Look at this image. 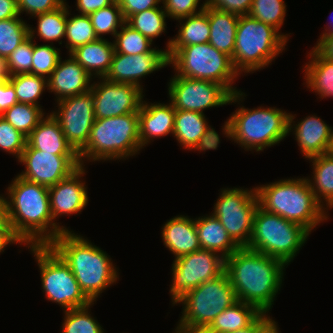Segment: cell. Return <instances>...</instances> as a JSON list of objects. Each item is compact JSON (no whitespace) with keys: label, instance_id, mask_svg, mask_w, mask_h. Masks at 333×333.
Returning a JSON list of instances; mask_svg holds the SVG:
<instances>
[{"label":"cell","instance_id":"cell-1","mask_svg":"<svg viewBox=\"0 0 333 333\" xmlns=\"http://www.w3.org/2000/svg\"><path fill=\"white\" fill-rule=\"evenodd\" d=\"M8 185L5 217L26 246L50 245L62 232L71 231L53 221L48 187L18 175Z\"/></svg>","mask_w":333,"mask_h":333},{"label":"cell","instance_id":"cell-2","mask_svg":"<svg viewBox=\"0 0 333 333\" xmlns=\"http://www.w3.org/2000/svg\"><path fill=\"white\" fill-rule=\"evenodd\" d=\"M287 265L266 254L241 247L225 258V272L237 300L268 314L282 287Z\"/></svg>","mask_w":333,"mask_h":333},{"label":"cell","instance_id":"cell-3","mask_svg":"<svg viewBox=\"0 0 333 333\" xmlns=\"http://www.w3.org/2000/svg\"><path fill=\"white\" fill-rule=\"evenodd\" d=\"M49 246L70 266L91 302L119 281V270L108 253L73 230L62 232Z\"/></svg>","mask_w":333,"mask_h":333},{"label":"cell","instance_id":"cell-4","mask_svg":"<svg viewBox=\"0 0 333 333\" xmlns=\"http://www.w3.org/2000/svg\"><path fill=\"white\" fill-rule=\"evenodd\" d=\"M246 96L241 90L232 94L229 104L237 103L240 106L223 123L222 134L246 149L245 151L262 152L279 144L289 135V112L262 105L253 109L246 108L241 104Z\"/></svg>","mask_w":333,"mask_h":333},{"label":"cell","instance_id":"cell-5","mask_svg":"<svg viewBox=\"0 0 333 333\" xmlns=\"http://www.w3.org/2000/svg\"><path fill=\"white\" fill-rule=\"evenodd\" d=\"M255 189L262 209L297 223L310 233L329 219V214L317 202L307 177L281 179Z\"/></svg>","mask_w":333,"mask_h":333},{"label":"cell","instance_id":"cell-6","mask_svg":"<svg viewBox=\"0 0 333 333\" xmlns=\"http://www.w3.org/2000/svg\"><path fill=\"white\" fill-rule=\"evenodd\" d=\"M138 112L95 119L86 146L78 153L82 166L86 162L120 161L140 153ZM86 161V162H85Z\"/></svg>","mask_w":333,"mask_h":333},{"label":"cell","instance_id":"cell-7","mask_svg":"<svg viewBox=\"0 0 333 333\" xmlns=\"http://www.w3.org/2000/svg\"><path fill=\"white\" fill-rule=\"evenodd\" d=\"M289 37L249 15L239 16L231 58L235 70L246 75L268 67L285 51Z\"/></svg>","mask_w":333,"mask_h":333},{"label":"cell","instance_id":"cell-8","mask_svg":"<svg viewBox=\"0 0 333 333\" xmlns=\"http://www.w3.org/2000/svg\"><path fill=\"white\" fill-rule=\"evenodd\" d=\"M310 234L303 226L265 211L258 205L247 248L277 258L288 266Z\"/></svg>","mask_w":333,"mask_h":333},{"label":"cell","instance_id":"cell-9","mask_svg":"<svg viewBox=\"0 0 333 333\" xmlns=\"http://www.w3.org/2000/svg\"><path fill=\"white\" fill-rule=\"evenodd\" d=\"M171 65L178 76L216 82L224 85L232 94L240 91L233 86L240 76L231 57L210 43L180 48L169 58V66Z\"/></svg>","mask_w":333,"mask_h":333},{"label":"cell","instance_id":"cell-10","mask_svg":"<svg viewBox=\"0 0 333 333\" xmlns=\"http://www.w3.org/2000/svg\"><path fill=\"white\" fill-rule=\"evenodd\" d=\"M39 266L45 298L64 310L85 307L92 302L82 292L70 266L49 246H25Z\"/></svg>","mask_w":333,"mask_h":333},{"label":"cell","instance_id":"cell-11","mask_svg":"<svg viewBox=\"0 0 333 333\" xmlns=\"http://www.w3.org/2000/svg\"><path fill=\"white\" fill-rule=\"evenodd\" d=\"M237 301L235 291L224 271L185 293L174 305L181 304L179 323L192 327H208L227 307Z\"/></svg>","mask_w":333,"mask_h":333},{"label":"cell","instance_id":"cell-12","mask_svg":"<svg viewBox=\"0 0 333 333\" xmlns=\"http://www.w3.org/2000/svg\"><path fill=\"white\" fill-rule=\"evenodd\" d=\"M212 215L223 225L231 239L247 247L253 230V219L259 205L255 187L222 188Z\"/></svg>","mask_w":333,"mask_h":333},{"label":"cell","instance_id":"cell-13","mask_svg":"<svg viewBox=\"0 0 333 333\" xmlns=\"http://www.w3.org/2000/svg\"><path fill=\"white\" fill-rule=\"evenodd\" d=\"M224 270L225 258L211 250L200 249L174 259L169 289L172 304L188 291L218 277Z\"/></svg>","mask_w":333,"mask_h":333},{"label":"cell","instance_id":"cell-14","mask_svg":"<svg viewBox=\"0 0 333 333\" xmlns=\"http://www.w3.org/2000/svg\"><path fill=\"white\" fill-rule=\"evenodd\" d=\"M168 83L169 101L175 110L197 111L229 105L232 93L224 86L208 80L174 75Z\"/></svg>","mask_w":333,"mask_h":333},{"label":"cell","instance_id":"cell-15","mask_svg":"<svg viewBox=\"0 0 333 333\" xmlns=\"http://www.w3.org/2000/svg\"><path fill=\"white\" fill-rule=\"evenodd\" d=\"M56 104L58 108L51 114L59 121L68 143L79 153L86 146L96 119L92 92L63 98Z\"/></svg>","mask_w":333,"mask_h":333},{"label":"cell","instance_id":"cell-16","mask_svg":"<svg viewBox=\"0 0 333 333\" xmlns=\"http://www.w3.org/2000/svg\"><path fill=\"white\" fill-rule=\"evenodd\" d=\"M19 162L25 169L18 176L48 188L67 178L81 166L79 155H54L36 150L28 143Z\"/></svg>","mask_w":333,"mask_h":333},{"label":"cell","instance_id":"cell-17","mask_svg":"<svg viewBox=\"0 0 333 333\" xmlns=\"http://www.w3.org/2000/svg\"><path fill=\"white\" fill-rule=\"evenodd\" d=\"M93 81L91 92L96 119L110 118L138 112L144 91L133 84H123L98 78Z\"/></svg>","mask_w":333,"mask_h":333},{"label":"cell","instance_id":"cell-18","mask_svg":"<svg viewBox=\"0 0 333 333\" xmlns=\"http://www.w3.org/2000/svg\"><path fill=\"white\" fill-rule=\"evenodd\" d=\"M168 65L169 58L166 49L159 50L155 47L150 52L137 55L114 51L109 71L104 78L116 83L133 84L143 90L141 78Z\"/></svg>","mask_w":333,"mask_h":333},{"label":"cell","instance_id":"cell-19","mask_svg":"<svg viewBox=\"0 0 333 333\" xmlns=\"http://www.w3.org/2000/svg\"><path fill=\"white\" fill-rule=\"evenodd\" d=\"M85 166H80L70 176L48 188L53 221L61 216L79 214L89 203L88 187L82 178Z\"/></svg>","mask_w":333,"mask_h":333},{"label":"cell","instance_id":"cell-20","mask_svg":"<svg viewBox=\"0 0 333 333\" xmlns=\"http://www.w3.org/2000/svg\"><path fill=\"white\" fill-rule=\"evenodd\" d=\"M295 114L289 113L288 134L295 136L300 152L305 160L317 157L329 152L331 145L333 127L329 126L315 114L294 121ZM297 122V124H296Z\"/></svg>","mask_w":333,"mask_h":333},{"label":"cell","instance_id":"cell-21","mask_svg":"<svg viewBox=\"0 0 333 333\" xmlns=\"http://www.w3.org/2000/svg\"><path fill=\"white\" fill-rule=\"evenodd\" d=\"M60 58L56 68L47 78V91L53 92L56 101L91 90L92 76L70 55Z\"/></svg>","mask_w":333,"mask_h":333},{"label":"cell","instance_id":"cell-22","mask_svg":"<svg viewBox=\"0 0 333 333\" xmlns=\"http://www.w3.org/2000/svg\"><path fill=\"white\" fill-rule=\"evenodd\" d=\"M175 108L173 104L149 102L143 99L138 111L140 145L144 147L150 144L154 138L167 136L174 133Z\"/></svg>","mask_w":333,"mask_h":333},{"label":"cell","instance_id":"cell-23","mask_svg":"<svg viewBox=\"0 0 333 333\" xmlns=\"http://www.w3.org/2000/svg\"><path fill=\"white\" fill-rule=\"evenodd\" d=\"M164 246L174 259L201 249L195 219L188 215H177L167 220L161 228Z\"/></svg>","mask_w":333,"mask_h":333},{"label":"cell","instance_id":"cell-24","mask_svg":"<svg viewBox=\"0 0 333 333\" xmlns=\"http://www.w3.org/2000/svg\"><path fill=\"white\" fill-rule=\"evenodd\" d=\"M27 143L34 149L54 155H78L68 143L59 121L47 113L27 137Z\"/></svg>","mask_w":333,"mask_h":333},{"label":"cell","instance_id":"cell-25","mask_svg":"<svg viewBox=\"0 0 333 333\" xmlns=\"http://www.w3.org/2000/svg\"><path fill=\"white\" fill-rule=\"evenodd\" d=\"M92 77L104 78L109 71L114 54L113 41L97 39L81 45L69 53Z\"/></svg>","mask_w":333,"mask_h":333},{"label":"cell","instance_id":"cell-26","mask_svg":"<svg viewBox=\"0 0 333 333\" xmlns=\"http://www.w3.org/2000/svg\"><path fill=\"white\" fill-rule=\"evenodd\" d=\"M195 226L201 249L215 251L227 258L240 248L211 213L195 218Z\"/></svg>","mask_w":333,"mask_h":333},{"label":"cell","instance_id":"cell-27","mask_svg":"<svg viewBox=\"0 0 333 333\" xmlns=\"http://www.w3.org/2000/svg\"><path fill=\"white\" fill-rule=\"evenodd\" d=\"M204 12L210 24L209 43L232 58L239 16L210 8L207 4Z\"/></svg>","mask_w":333,"mask_h":333},{"label":"cell","instance_id":"cell-28","mask_svg":"<svg viewBox=\"0 0 333 333\" xmlns=\"http://www.w3.org/2000/svg\"><path fill=\"white\" fill-rule=\"evenodd\" d=\"M178 22L177 34L173 39L169 38L165 46L168 58L184 46L209 43L210 24L208 15L204 11L181 18Z\"/></svg>","mask_w":333,"mask_h":333},{"label":"cell","instance_id":"cell-29","mask_svg":"<svg viewBox=\"0 0 333 333\" xmlns=\"http://www.w3.org/2000/svg\"><path fill=\"white\" fill-rule=\"evenodd\" d=\"M307 57L309 61L302 70L304 85L319 95L318 98L333 97V61L322 57L314 48Z\"/></svg>","mask_w":333,"mask_h":333},{"label":"cell","instance_id":"cell-30","mask_svg":"<svg viewBox=\"0 0 333 333\" xmlns=\"http://www.w3.org/2000/svg\"><path fill=\"white\" fill-rule=\"evenodd\" d=\"M312 168V177H307L317 202L329 213L333 208V155L324 153L308 159Z\"/></svg>","mask_w":333,"mask_h":333},{"label":"cell","instance_id":"cell-31","mask_svg":"<svg viewBox=\"0 0 333 333\" xmlns=\"http://www.w3.org/2000/svg\"><path fill=\"white\" fill-rule=\"evenodd\" d=\"M208 125L201 112L176 110L173 137L183 149L193 151Z\"/></svg>","mask_w":333,"mask_h":333},{"label":"cell","instance_id":"cell-32","mask_svg":"<svg viewBox=\"0 0 333 333\" xmlns=\"http://www.w3.org/2000/svg\"><path fill=\"white\" fill-rule=\"evenodd\" d=\"M261 312L253 305L237 300L221 312L207 327L211 333H227L249 326Z\"/></svg>","mask_w":333,"mask_h":333},{"label":"cell","instance_id":"cell-33","mask_svg":"<svg viewBox=\"0 0 333 333\" xmlns=\"http://www.w3.org/2000/svg\"><path fill=\"white\" fill-rule=\"evenodd\" d=\"M67 15L68 3H65L54 11L33 16L37 18V26L29 25V37L35 40L38 36L52 45H54L53 41L58 42L59 45L65 43L62 39H65Z\"/></svg>","mask_w":333,"mask_h":333},{"label":"cell","instance_id":"cell-34","mask_svg":"<svg viewBox=\"0 0 333 333\" xmlns=\"http://www.w3.org/2000/svg\"><path fill=\"white\" fill-rule=\"evenodd\" d=\"M166 18L169 17L161 5L133 14L125 22L153 43L155 38L166 32Z\"/></svg>","mask_w":333,"mask_h":333},{"label":"cell","instance_id":"cell-35","mask_svg":"<svg viewBox=\"0 0 333 333\" xmlns=\"http://www.w3.org/2000/svg\"><path fill=\"white\" fill-rule=\"evenodd\" d=\"M69 8L70 7L68 5V15L65 31V47L68 50V54L81 45H85L99 39L96 36L89 15L75 14L74 16H71L73 14H70L71 11Z\"/></svg>","mask_w":333,"mask_h":333},{"label":"cell","instance_id":"cell-36","mask_svg":"<svg viewBox=\"0 0 333 333\" xmlns=\"http://www.w3.org/2000/svg\"><path fill=\"white\" fill-rule=\"evenodd\" d=\"M46 114L39 106L17 102L0 116L28 137Z\"/></svg>","mask_w":333,"mask_h":333},{"label":"cell","instance_id":"cell-37","mask_svg":"<svg viewBox=\"0 0 333 333\" xmlns=\"http://www.w3.org/2000/svg\"><path fill=\"white\" fill-rule=\"evenodd\" d=\"M9 82L14 87L18 102L43 107L39 104V99L47 89L45 77L24 73L14 75Z\"/></svg>","mask_w":333,"mask_h":333},{"label":"cell","instance_id":"cell-38","mask_svg":"<svg viewBox=\"0 0 333 333\" xmlns=\"http://www.w3.org/2000/svg\"><path fill=\"white\" fill-rule=\"evenodd\" d=\"M94 304L92 302L85 307L64 310L61 333H105L96 318L90 314V308Z\"/></svg>","mask_w":333,"mask_h":333},{"label":"cell","instance_id":"cell-39","mask_svg":"<svg viewBox=\"0 0 333 333\" xmlns=\"http://www.w3.org/2000/svg\"><path fill=\"white\" fill-rule=\"evenodd\" d=\"M29 24L20 15L11 19L0 20V56H8L28 37Z\"/></svg>","mask_w":333,"mask_h":333},{"label":"cell","instance_id":"cell-40","mask_svg":"<svg viewBox=\"0 0 333 333\" xmlns=\"http://www.w3.org/2000/svg\"><path fill=\"white\" fill-rule=\"evenodd\" d=\"M113 40L114 51L116 53L137 55L150 52L152 43L147 37L139 31L134 30L126 22L122 25Z\"/></svg>","mask_w":333,"mask_h":333},{"label":"cell","instance_id":"cell-41","mask_svg":"<svg viewBox=\"0 0 333 333\" xmlns=\"http://www.w3.org/2000/svg\"><path fill=\"white\" fill-rule=\"evenodd\" d=\"M96 36L103 39V35L110 34L113 38L121 29L125 20L122 15L121 8L117 1L113 4L101 8L89 15Z\"/></svg>","mask_w":333,"mask_h":333},{"label":"cell","instance_id":"cell-42","mask_svg":"<svg viewBox=\"0 0 333 333\" xmlns=\"http://www.w3.org/2000/svg\"><path fill=\"white\" fill-rule=\"evenodd\" d=\"M286 7L284 0H253L248 15L281 31Z\"/></svg>","mask_w":333,"mask_h":333},{"label":"cell","instance_id":"cell-43","mask_svg":"<svg viewBox=\"0 0 333 333\" xmlns=\"http://www.w3.org/2000/svg\"><path fill=\"white\" fill-rule=\"evenodd\" d=\"M60 54V48L52 46V44L38 45L34 41L32 74L47 79L56 68L61 58Z\"/></svg>","mask_w":333,"mask_h":333},{"label":"cell","instance_id":"cell-44","mask_svg":"<svg viewBox=\"0 0 333 333\" xmlns=\"http://www.w3.org/2000/svg\"><path fill=\"white\" fill-rule=\"evenodd\" d=\"M26 144L27 137L0 116V150L19 159Z\"/></svg>","mask_w":333,"mask_h":333},{"label":"cell","instance_id":"cell-45","mask_svg":"<svg viewBox=\"0 0 333 333\" xmlns=\"http://www.w3.org/2000/svg\"><path fill=\"white\" fill-rule=\"evenodd\" d=\"M34 40L28 37L9 56L8 61L12 75L31 73Z\"/></svg>","mask_w":333,"mask_h":333},{"label":"cell","instance_id":"cell-46","mask_svg":"<svg viewBox=\"0 0 333 333\" xmlns=\"http://www.w3.org/2000/svg\"><path fill=\"white\" fill-rule=\"evenodd\" d=\"M201 0H162L163 8L169 18L179 20L204 11L206 3ZM200 5V7H199Z\"/></svg>","mask_w":333,"mask_h":333},{"label":"cell","instance_id":"cell-47","mask_svg":"<svg viewBox=\"0 0 333 333\" xmlns=\"http://www.w3.org/2000/svg\"><path fill=\"white\" fill-rule=\"evenodd\" d=\"M19 15L33 16L58 9L66 3V0H16Z\"/></svg>","mask_w":333,"mask_h":333},{"label":"cell","instance_id":"cell-48","mask_svg":"<svg viewBox=\"0 0 333 333\" xmlns=\"http://www.w3.org/2000/svg\"><path fill=\"white\" fill-rule=\"evenodd\" d=\"M253 0H209L206 4L213 9L238 16L248 15Z\"/></svg>","mask_w":333,"mask_h":333},{"label":"cell","instance_id":"cell-49","mask_svg":"<svg viewBox=\"0 0 333 333\" xmlns=\"http://www.w3.org/2000/svg\"><path fill=\"white\" fill-rule=\"evenodd\" d=\"M119 4L124 20L131 15L143 12L145 10L159 7L162 0H116Z\"/></svg>","mask_w":333,"mask_h":333},{"label":"cell","instance_id":"cell-50","mask_svg":"<svg viewBox=\"0 0 333 333\" xmlns=\"http://www.w3.org/2000/svg\"><path fill=\"white\" fill-rule=\"evenodd\" d=\"M11 244L24 245L25 243L15 234L12 225L8 222V219L5 217L0 222V253L5 251V248Z\"/></svg>","mask_w":333,"mask_h":333},{"label":"cell","instance_id":"cell-51","mask_svg":"<svg viewBox=\"0 0 333 333\" xmlns=\"http://www.w3.org/2000/svg\"><path fill=\"white\" fill-rule=\"evenodd\" d=\"M220 144V136L209 124L204 134L200 137L198 144L193 150L205 152L206 150H216Z\"/></svg>","mask_w":333,"mask_h":333},{"label":"cell","instance_id":"cell-52","mask_svg":"<svg viewBox=\"0 0 333 333\" xmlns=\"http://www.w3.org/2000/svg\"><path fill=\"white\" fill-rule=\"evenodd\" d=\"M17 102L13 85L10 82L0 83V115Z\"/></svg>","mask_w":333,"mask_h":333},{"label":"cell","instance_id":"cell-53","mask_svg":"<svg viewBox=\"0 0 333 333\" xmlns=\"http://www.w3.org/2000/svg\"><path fill=\"white\" fill-rule=\"evenodd\" d=\"M116 0H76L79 14L90 15L95 11L113 4Z\"/></svg>","mask_w":333,"mask_h":333},{"label":"cell","instance_id":"cell-54","mask_svg":"<svg viewBox=\"0 0 333 333\" xmlns=\"http://www.w3.org/2000/svg\"><path fill=\"white\" fill-rule=\"evenodd\" d=\"M273 318L261 313L249 326L227 333H259Z\"/></svg>","mask_w":333,"mask_h":333},{"label":"cell","instance_id":"cell-55","mask_svg":"<svg viewBox=\"0 0 333 333\" xmlns=\"http://www.w3.org/2000/svg\"><path fill=\"white\" fill-rule=\"evenodd\" d=\"M313 48L322 57L333 61V35L320 36Z\"/></svg>","mask_w":333,"mask_h":333},{"label":"cell","instance_id":"cell-56","mask_svg":"<svg viewBox=\"0 0 333 333\" xmlns=\"http://www.w3.org/2000/svg\"><path fill=\"white\" fill-rule=\"evenodd\" d=\"M19 16L16 0H0V20Z\"/></svg>","mask_w":333,"mask_h":333},{"label":"cell","instance_id":"cell-57","mask_svg":"<svg viewBox=\"0 0 333 333\" xmlns=\"http://www.w3.org/2000/svg\"><path fill=\"white\" fill-rule=\"evenodd\" d=\"M12 77L8 58L0 56V83L9 82Z\"/></svg>","mask_w":333,"mask_h":333},{"label":"cell","instance_id":"cell-58","mask_svg":"<svg viewBox=\"0 0 333 333\" xmlns=\"http://www.w3.org/2000/svg\"><path fill=\"white\" fill-rule=\"evenodd\" d=\"M174 329L172 333H211L207 327H192L179 322Z\"/></svg>","mask_w":333,"mask_h":333},{"label":"cell","instance_id":"cell-59","mask_svg":"<svg viewBox=\"0 0 333 333\" xmlns=\"http://www.w3.org/2000/svg\"><path fill=\"white\" fill-rule=\"evenodd\" d=\"M277 323L272 319L259 333H280Z\"/></svg>","mask_w":333,"mask_h":333},{"label":"cell","instance_id":"cell-60","mask_svg":"<svg viewBox=\"0 0 333 333\" xmlns=\"http://www.w3.org/2000/svg\"><path fill=\"white\" fill-rule=\"evenodd\" d=\"M5 195L0 194V222L5 218Z\"/></svg>","mask_w":333,"mask_h":333},{"label":"cell","instance_id":"cell-61","mask_svg":"<svg viewBox=\"0 0 333 333\" xmlns=\"http://www.w3.org/2000/svg\"><path fill=\"white\" fill-rule=\"evenodd\" d=\"M324 32L321 33L320 36H331L333 35V19L332 22L329 21L328 25H325Z\"/></svg>","mask_w":333,"mask_h":333},{"label":"cell","instance_id":"cell-62","mask_svg":"<svg viewBox=\"0 0 333 333\" xmlns=\"http://www.w3.org/2000/svg\"><path fill=\"white\" fill-rule=\"evenodd\" d=\"M329 153L333 155V135H332L331 145L329 148Z\"/></svg>","mask_w":333,"mask_h":333}]
</instances>
